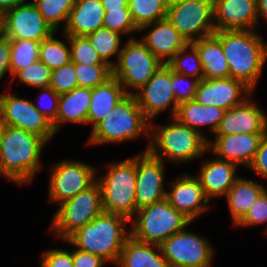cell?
Listing matches in <instances>:
<instances>
[{"label":"cell","mask_w":267,"mask_h":267,"mask_svg":"<svg viewBox=\"0 0 267 267\" xmlns=\"http://www.w3.org/2000/svg\"><path fill=\"white\" fill-rule=\"evenodd\" d=\"M46 141L36 134L5 125L0 133V175L18 185L31 183L42 168Z\"/></svg>","instance_id":"cell-1"},{"label":"cell","mask_w":267,"mask_h":267,"mask_svg":"<svg viewBox=\"0 0 267 267\" xmlns=\"http://www.w3.org/2000/svg\"><path fill=\"white\" fill-rule=\"evenodd\" d=\"M213 35L221 42L230 78L254 91L267 61V43L255 30H223Z\"/></svg>","instance_id":"cell-2"},{"label":"cell","mask_w":267,"mask_h":267,"mask_svg":"<svg viewBox=\"0 0 267 267\" xmlns=\"http://www.w3.org/2000/svg\"><path fill=\"white\" fill-rule=\"evenodd\" d=\"M129 221L121 215L103 211L64 242L116 264L124 244L131 236V232L125 228Z\"/></svg>","instance_id":"cell-3"},{"label":"cell","mask_w":267,"mask_h":267,"mask_svg":"<svg viewBox=\"0 0 267 267\" xmlns=\"http://www.w3.org/2000/svg\"><path fill=\"white\" fill-rule=\"evenodd\" d=\"M151 140L145 151L164 161L186 162L203 157L208 151V138L189 128L172 117V122L165 126L153 127L150 122Z\"/></svg>","instance_id":"cell-4"},{"label":"cell","mask_w":267,"mask_h":267,"mask_svg":"<svg viewBox=\"0 0 267 267\" xmlns=\"http://www.w3.org/2000/svg\"><path fill=\"white\" fill-rule=\"evenodd\" d=\"M143 133L150 135V121L139 108L135 96L128 94L92 129L88 144L130 141Z\"/></svg>","instance_id":"cell-5"},{"label":"cell","mask_w":267,"mask_h":267,"mask_svg":"<svg viewBox=\"0 0 267 267\" xmlns=\"http://www.w3.org/2000/svg\"><path fill=\"white\" fill-rule=\"evenodd\" d=\"M100 186L104 212L121 215L130 221L138 210L135 200L136 156L111 163Z\"/></svg>","instance_id":"cell-6"},{"label":"cell","mask_w":267,"mask_h":267,"mask_svg":"<svg viewBox=\"0 0 267 267\" xmlns=\"http://www.w3.org/2000/svg\"><path fill=\"white\" fill-rule=\"evenodd\" d=\"M133 218L136 219L132 221L131 236L138 241L156 245L192 223L167 198L138 209Z\"/></svg>","instance_id":"cell-7"},{"label":"cell","mask_w":267,"mask_h":267,"mask_svg":"<svg viewBox=\"0 0 267 267\" xmlns=\"http://www.w3.org/2000/svg\"><path fill=\"white\" fill-rule=\"evenodd\" d=\"M122 47L118 61L112 67V75L124 87L127 94H133L128 88L131 87L137 92L164 63L138 38L131 37Z\"/></svg>","instance_id":"cell-8"},{"label":"cell","mask_w":267,"mask_h":267,"mask_svg":"<svg viewBox=\"0 0 267 267\" xmlns=\"http://www.w3.org/2000/svg\"><path fill=\"white\" fill-rule=\"evenodd\" d=\"M102 212L101 190L96 181L88 189L59 205L52 219L51 228L57 234L56 236L67 240Z\"/></svg>","instance_id":"cell-9"},{"label":"cell","mask_w":267,"mask_h":267,"mask_svg":"<svg viewBox=\"0 0 267 267\" xmlns=\"http://www.w3.org/2000/svg\"><path fill=\"white\" fill-rule=\"evenodd\" d=\"M166 18L188 44L216 32L213 0H190L168 4Z\"/></svg>","instance_id":"cell-10"},{"label":"cell","mask_w":267,"mask_h":267,"mask_svg":"<svg viewBox=\"0 0 267 267\" xmlns=\"http://www.w3.org/2000/svg\"><path fill=\"white\" fill-rule=\"evenodd\" d=\"M169 267H210L214 249L206 238L186 228L169 237L160 245Z\"/></svg>","instance_id":"cell-11"},{"label":"cell","mask_w":267,"mask_h":267,"mask_svg":"<svg viewBox=\"0 0 267 267\" xmlns=\"http://www.w3.org/2000/svg\"><path fill=\"white\" fill-rule=\"evenodd\" d=\"M97 169L77 160H62L51 169L49 200L58 203L73 198L96 182Z\"/></svg>","instance_id":"cell-12"},{"label":"cell","mask_w":267,"mask_h":267,"mask_svg":"<svg viewBox=\"0 0 267 267\" xmlns=\"http://www.w3.org/2000/svg\"><path fill=\"white\" fill-rule=\"evenodd\" d=\"M1 22L3 35L9 39L42 42L55 32L33 2H23L6 11Z\"/></svg>","instance_id":"cell-13"},{"label":"cell","mask_w":267,"mask_h":267,"mask_svg":"<svg viewBox=\"0 0 267 267\" xmlns=\"http://www.w3.org/2000/svg\"><path fill=\"white\" fill-rule=\"evenodd\" d=\"M133 95L139 108L150 122L156 115L171 106L170 118L176 114L178 104L172 89V69L167 64H163L152 78Z\"/></svg>","instance_id":"cell-14"},{"label":"cell","mask_w":267,"mask_h":267,"mask_svg":"<svg viewBox=\"0 0 267 267\" xmlns=\"http://www.w3.org/2000/svg\"><path fill=\"white\" fill-rule=\"evenodd\" d=\"M1 100L5 125L36 134L46 142L55 135L52 122L35 108L32 101L8 93L2 94Z\"/></svg>","instance_id":"cell-15"},{"label":"cell","mask_w":267,"mask_h":267,"mask_svg":"<svg viewBox=\"0 0 267 267\" xmlns=\"http://www.w3.org/2000/svg\"><path fill=\"white\" fill-rule=\"evenodd\" d=\"M164 161L153 157L148 151L136 156V207L152 205L166 198L164 189Z\"/></svg>","instance_id":"cell-16"},{"label":"cell","mask_w":267,"mask_h":267,"mask_svg":"<svg viewBox=\"0 0 267 267\" xmlns=\"http://www.w3.org/2000/svg\"><path fill=\"white\" fill-rule=\"evenodd\" d=\"M246 95L241 98V95ZM253 91L242 81L233 78L200 80L194 100L200 104L213 105L222 109L241 104Z\"/></svg>","instance_id":"cell-17"},{"label":"cell","mask_w":267,"mask_h":267,"mask_svg":"<svg viewBox=\"0 0 267 267\" xmlns=\"http://www.w3.org/2000/svg\"><path fill=\"white\" fill-rule=\"evenodd\" d=\"M215 31L254 30L259 23L257 0H213Z\"/></svg>","instance_id":"cell-18"},{"label":"cell","mask_w":267,"mask_h":267,"mask_svg":"<svg viewBox=\"0 0 267 267\" xmlns=\"http://www.w3.org/2000/svg\"><path fill=\"white\" fill-rule=\"evenodd\" d=\"M265 133H240L234 135H215L214 141L208 140V152L219 159L244 165L253 162L260 141Z\"/></svg>","instance_id":"cell-19"},{"label":"cell","mask_w":267,"mask_h":267,"mask_svg":"<svg viewBox=\"0 0 267 267\" xmlns=\"http://www.w3.org/2000/svg\"><path fill=\"white\" fill-rule=\"evenodd\" d=\"M248 96L241 104L227 109L215 135L266 133L267 115Z\"/></svg>","instance_id":"cell-20"},{"label":"cell","mask_w":267,"mask_h":267,"mask_svg":"<svg viewBox=\"0 0 267 267\" xmlns=\"http://www.w3.org/2000/svg\"><path fill=\"white\" fill-rule=\"evenodd\" d=\"M171 185L166 198L177 211L182 212L192 222L208 209L210 200L205 196L196 176L185 173Z\"/></svg>","instance_id":"cell-21"},{"label":"cell","mask_w":267,"mask_h":267,"mask_svg":"<svg viewBox=\"0 0 267 267\" xmlns=\"http://www.w3.org/2000/svg\"><path fill=\"white\" fill-rule=\"evenodd\" d=\"M152 26L153 29L142 37L140 41L162 63L167 64L177 52L187 46L188 43L167 18L147 24L140 28L139 31L143 32V30H147ZM165 57L167 59L164 60L163 58Z\"/></svg>","instance_id":"cell-22"},{"label":"cell","mask_w":267,"mask_h":267,"mask_svg":"<svg viewBox=\"0 0 267 267\" xmlns=\"http://www.w3.org/2000/svg\"><path fill=\"white\" fill-rule=\"evenodd\" d=\"M237 164L219 159L207 160L200 168L196 176L204 190L205 196L210 200L212 197L226 196L229 189L239 178L236 176Z\"/></svg>","instance_id":"cell-23"},{"label":"cell","mask_w":267,"mask_h":267,"mask_svg":"<svg viewBox=\"0 0 267 267\" xmlns=\"http://www.w3.org/2000/svg\"><path fill=\"white\" fill-rule=\"evenodd\" d=\"M105 11L101 0H75L63 34L68 36H87L103 27Z\"/></svg>","instance_id":"cell-24"},{"label":"cell","mask_w":267,"mask_h":267,"mask_svg":"<svg viewBox=\"0 0 267 267\" xmlns=\"http://www.w3.org/2000/svg\"><path fill=\"white\" fill-rule=\"evenodd\" d=\"M127 95L124 87L113 75L104 83L92 88L86 123H92L93 129Z\"/></svg>","instance_id":"cell-25"},{"label":"cell","mask_w":267,"mask_h":267,"mask_svg":"<svg viewBox=\"0 0 267 267\" xmlns=\"http://www.w3.org/2000/svg\"><path fill=\"white\" fill-rule=\"evenodd\" d=\"M92 89L76 87L70 92L60 94L58 113L52 123L55 132L64 123H86L90 107Z\"/></svg>","instance_id":"cell-26"},{"label":"cell","mask_w":267,"mask_h":267,"mask_svg":"<svg viewBox=\"0 0 267 267\" xmlns=\"http://www.w3.org/2000/svg\"><path fill=\"white\" fill-rule=\"evenodd\" d=\"M225 111L217 106L200 104L193 99L178 105L174 118L204 136L200 126L209 125V130L215 134Z\"/></svg>","instance_id":"cell-27"},{"label":"cell","mask_w":267,"mask_h":267,"mask_svg":"<svg viewBox=\"0 0 267 267\" xmlns=\"http://www.w3.org/2000/svg\"><path fill=\"white\" fill-rule=\"evenodd\" d=\"M199 52L204 79L230 77L228 61L223 54L221 42L214 36H207L191 43Z\"/></svg>","instance_id":"cell-28"},{"label":"cell","mask_w":267,"mask_h":267,"mask_svg":"<svg viewBox=\"0 0 267 267\" xmlns=\"http://www.w3.org/2000/svg\"><path fill=\"white\" fill-rule=\"evenodd\" d=\"M116 264L121 267H169L159 245L141 242L132 236L124 244Z\"/></svg>","instance_id":"cell-29"},{"label":"cell","mask_w":267,"mask_h":267,"mask_svg":"<svg viewBox=\"0 0 267 267\" xmlns=\"http://www.w3.org/2000/svg\"><path fill=\"white\" fill-rule=\"evenodd\" d=\"M266 190L262 184L239 177L225 196L234 226L247 214L257 198Z\"/></svg>","instance_id":"cell-30"},{"label":"cell","mask_w":267,"mask_h":267,"mask_svg":"<svg viewBox=\"0 0 267 267\" xmlns=\"http://www.w3.org/2000/svg\"><path fill=\"white\" fill-rule=\"evenodd\" d=\"M168 0H128V8L138 29L167 17Z\"/></svg>","instance_id":"cell-31"},{"label":"cell","mask_w":267,"mask_h":267,"mask_svg":"<svg viewBox=\"0 0 267 267\" xmlns=\"http://www.w3.org/2000/svg\"><path fill=\"white\" fill-rule=\"evenodd\" d=\"M121 34L109 30L106 27H100L95 32L86 37L91 43V46L98 53L100 58L109 66L113 67L116 62L111 61V57L117 54V61L121 52Z\"/></svg>","instance_id":"cell-32"},{"label":"cell","mask_w":267,"mask_h":267,"mask_svg":"<svg viewBox=\"0 0 267 267\" xmlns=\"http://www.w3.org/2000/svg\"><path fill=\"white\" fill-rule=\"evenodd\" d=\"M10 73L13 76L17 71L27 68L39 60L40 42L33 40L10 39Z\"/></svg>","instance_id":"cell-33"},{"label":"cell","mask_w":267,"mask_h":267,"mask_svg":"<svg viewBox=\"0 0 267 267\" xmlns=\"http://www.w3.org/2000/svg\"><path fill=\"white\" fill-rule=\"evenodd\" d=\"M167 65L172 69V71L178 74L200 80L203 79V69L200 61V55L191 43L179 50L177 54L167 63Z\"/></svg>","instance_id":"cell-34"},{"label":"cell","mask_w":267,"mask_h":267,"mask_svg":"<svg viewBox=\"0 0 267 267\" xmlns=\"http://www.w3.org/2000/svg\"><path fill=\"white\" fill-rule=\"evenodd\" d=\"M55 33L40 42L39 60L51 70L71 62L70 45L67 47L64 41L54 38Z\"/></svg>","instance_id":"cell-35"},{"label":"cell","mask_w":267,"mask_h":267,"mask_svg":"<svg viewBox=\"0 0 267 267\" xmlns=\"http://www.w3.org/2000/svg\"><path fill=\"white\" fill-rule=\"evenodd\" d=\"M33 3L44 20L57 31L62 24L61 21H64L66 25L75 0H35Z\"/></svg>","instance_id":"cell-36"},{"label":"cell","mask_w":267,"mask_h":267,"mask_svg":"<svg viewBox=\"0 0 267 267\" xmlns=\"http://www.w3.org/2000/svg\"><path fill=\"white\" fill-rule=\"evenodd\" d=\"M64 36L70 45L71 61L74 64L108 65L100 58L86 36Z\"/></svg>","instance_id":"cell-37"},{"label":"cell","mask_w":267,"mask_h":267,"mask_svg":"<svg viewBox=\"0 0 267 267\" xmlns=\"http://www.w3.org/2000/svg\"><path fill=\"white\" fill-rule=\"evenodd\" d=\"M78 87L95 88L112 76L109 65L74 64Z\"/></svg>","instance_id":"cell-38"},{"label":"cell","mask_w":267,"mask_h":267,"mask_svg":"<svg viewBox=\"0 0 267 267\" xmlns=\"http://www.w3.org/2000/svg\"><path fill=\"white\" fill-rule=\"evenodd\" d=\"M52 70L42 61L37 60L27 68L17 71L12 77L18 78L20 83L38 89L49 87Z\"/></svg>","instance_id":"cell-39"},{"label":"cell","mask_w":267,"mask_h":267,"mask_svg":"<svg viewBox=\"0 0 267 267\" xmlns=\"http://www.w3.org/2000/svg\"><path fill=\"white\" fill-rule=\"evenodd\" d=\"M103 27L115 31L121 35L132 32H139L135 23L132 20L129 8H122L119 10H109L105 12L103 18Z\"/></svg>","instance_id":"cell-40"},{"label":"cell","mask_w":267,"mask_h":267,"mask_svg":"<svg viewBox=\"0 0 267 267\" xmlns=\"http://www.w3.org/2000/svg\"><path fill=\"white\" fill-rule=\"evenodd\" d=\"M49 87L59 95L70 92L78 87L74 63L72 61L52 70Z\"/></svg>","instance_id":"cell-41"},{"label":"cell","mask_w":267,"mask_h":267,"mask_svg":"<svg viewBox=\"0 0 267 267\" xmlns=\"http://www.w3.org/2000/svg\"><path fill=\"white\" fill-rule=\"evenodd\" d=\"M192 79L172 71V89L178 105L194 99L200 79Z\"/></svg>","instance_id":"cell-42"},{"label":"cell","mask_w":267,"mask_h":267,"mask_svg":"<svg viewBox=\"0 0 267 267\" xmlns=\"http://www.w3.org/2000/svg\"><path fill=\"white\" fill-rule=\"evenodd\" d=\"M265 222H267V190L257 198L247 214L236 226H253L265 224Z\"/></svg>","instance_id":"cell-43"},{"label":"cell","mask_w":267,"mask_h":267,"mask_svg":"<svg viewBox=\"0 0 267 267\" xmlns=\"http://www.w3.org/2000/svg\"><path fill=\"white\" fill-rule=\"evenodd\" d=\"M43 93L39 97V103L35 108L47 117L52 123L56 120L60 95L51 87L41 88ZM44 101V102H43ZM46 102V103H45Z\"/></svg>","instance_id":"cell-44"},{"label":"cell","mask_w":267,"mask_h":267,"mask_svg":"<svg viewBox=\"0 0 267 267\" xmlns=\"http://www.w3.org/2000/svg\"><path fill=\"white\" fill-rule=\"evenodd\" d=\"M41 267H73L72 251L50 249L41 258Z\"/></svg>","instance_id":"cell-45"},{"label":"cell","mask_w":267,"mask_h":267,"mask_svg":"<svg viewBox=\"0 0 267 267\" xmlns=\"http://www.w3.org/2000/svg\"><path fill=\"white\" fill-rule=\"evenodd\" d=\"M248 168L267 179V132L263 135L255 158Z\"/></svg>","instance_id":"cell-46"},{"label":"cell","mask_w":267,"mask_h":267,"mask_svg":"<svg viewBox=\"0 0 267 267\" xmlns=\"http://www.w3.org/2000/svg\"><path fill=\"white\" fill-rule=\"evenodd\" d=\"M73 267H103L105 261L102 257L83 252L78 249L72 250Z\"/></svg>","instance_id":"cell-47"},{"label":"cell","mask_w":267,"mask_h":267,"mask_svg":"<svg viewBox=\"0 0 267 267\" xmlns=\"http://www.w3.org/2000/svg\"><path fill=\"white\" fill-rule=\"evenodd\" d=\"M10 56V39L2 35L0 38V80L10 72Z\"/></svg>","instance_id":"cell-48"},{"label":"cell","mask_w":267,"mask_h":267,"mask_svg":"<svg viewBox=\"0 0 267 267\" xmlns=\"http://www.w3.org/2000/svg\"><path fill=\"white\" fill-rule=\"evenodd\" d=\"M105 12L128 8V0H101Z\"/></svg>","instance_id":"cell-49"},{"label":"cell","mask_w":267,"mask_h":267,"mask_svg":"<svg viewBox=\"0 0 267 267\" xmlns=\"http://www.w3.org/2000/svg\"><path fill=\"white\" fill-rule=\"evenodd\" d=\"M23 3V0H0V15Z\"/></svg>","instance_id":"cell-50"},{"label":"cell","mask_w":267,"mask_h":267,"mask_svg":"<svg viewBox=\"0 0 267 267\" xmlns=\"http://www.w3.org/2000/svg\"><path fill=\"white\" fill-rule=\"evenodd\" d=\"M258 17L262 16L267 20V0H257Z\"/></svg>","instance_id":"cell-51"},{"label":"cell","mask_w":267,"mask_h":267,"mask_svg":"<svg viewBox=\"0 0 267 267\" xmlns=\"http://www.w3.org/2000/svg\"><path fill=\"white\" fill-rule=\"evenodd\" d=\"M5 124H4V116H3V105L0 95V133L3 131Z\"/></svg>","instance_id":"cell-52"},{"label":"cell","mask_w":267,"mask_h":267,"mask_svg":"<svg viewBox=\"0 0 267 267\" xmlns=\"http://www.w3.org/2000/svg\"><path fill=\"white\" fill-rule=\"evenodd\" d=\"M187 1H190V0H168V4H171V3H182V2H187Z\"/></svg>","instance_id":"cell-53"},{"label":"cell","mask_w":267,"mask_h":267,"mask_svg":"<svg viewBox=\"0 0 267 267\" xmlns=\"http://www.w3.org/2000/svg\"><path fill=\"white\" fill-rule=\"evenodd\" d=\"M3 35V25H0V38Z\"/></svg>","instance_id":"cell-54"}]
</instances>
